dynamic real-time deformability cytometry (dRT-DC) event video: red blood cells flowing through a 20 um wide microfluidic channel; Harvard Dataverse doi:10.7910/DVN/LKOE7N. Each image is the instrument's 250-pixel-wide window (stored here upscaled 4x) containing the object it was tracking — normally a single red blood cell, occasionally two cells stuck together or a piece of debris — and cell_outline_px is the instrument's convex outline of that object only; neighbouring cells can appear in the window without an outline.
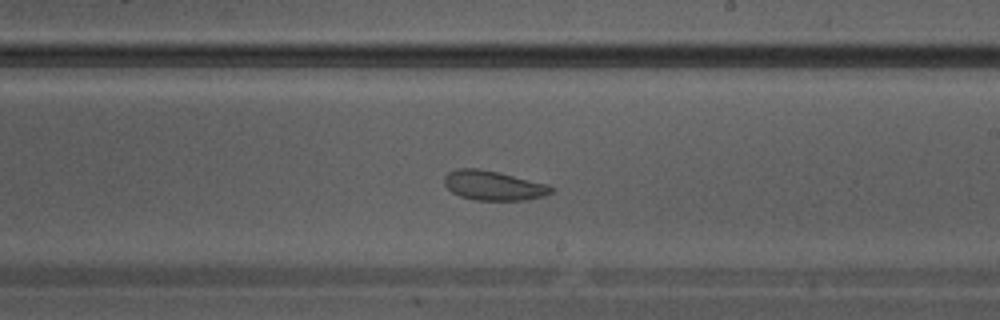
{"species": "Egyptian fruit bat (a non-hibernating species)", "species_latin": "Rousettus aegyptiacus", "temperature_condition": "warm", "stored_images_in_passage": 24, "camera_frame_rate_fps": 3000, "um_per_image_px": 0.085, "animal": {"sex": "male"}, "frame": {"image": 1, "passage_image": 11, "time_ms": 3.333, "image_size_px": [1000, 320], "cell_outline_px": [[556, 188], [552, 192], [544, 196], [528, 200], [476, 200], [460, 196], [452, 192], [444, 184], [444, 176], [448, 172], [456, 168], [476, 168], [496, 172], [548, 184]], "centroid_in_image_um": [41.95, 15.77], "position_along_channel_um": 247.1, "area_um2": 18.38}}
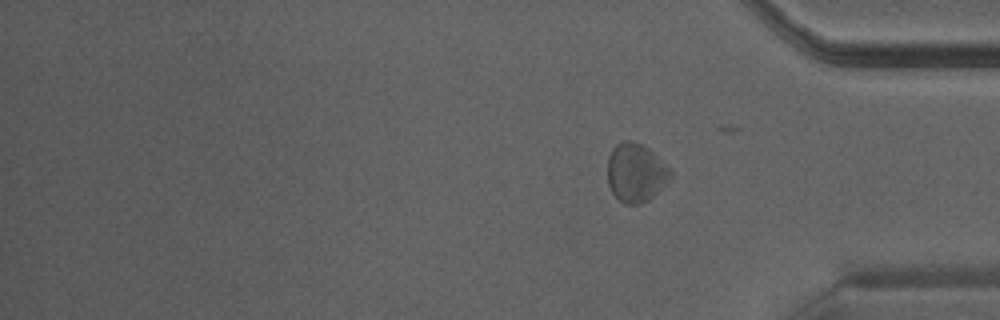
{"frame": {"image": 2, "passage_image": 24, "time_ms": 7.667, "image_size_px": [1000, 320], "cell_outline_px": [[672, 176], [648, 200], [640, 204], [624, 204], [612, 192], [608, 184], [608, 156], [612, 148], [616, 144], [624, 140], [632, 140], [648, 148], [672, 172]], "centroid_in_image_um": [54.0, 14.67], "position_along_channel_um": 381.2, "area_um2": 21.15}}